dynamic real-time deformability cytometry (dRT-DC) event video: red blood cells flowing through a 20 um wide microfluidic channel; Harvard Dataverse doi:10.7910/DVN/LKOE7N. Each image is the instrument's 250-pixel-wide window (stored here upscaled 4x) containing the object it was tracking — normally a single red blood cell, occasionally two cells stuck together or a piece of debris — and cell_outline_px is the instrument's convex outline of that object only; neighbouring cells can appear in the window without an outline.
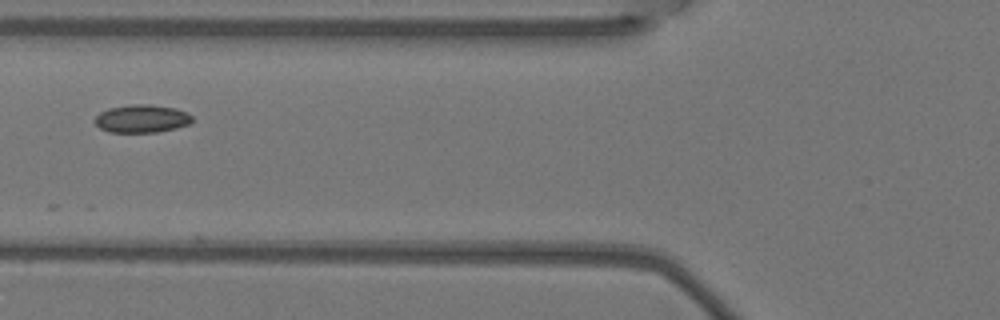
{"species": "Egyptian fruit bat (a non-hibernating species)", "species_latin": "Rousettus aegyptiacus", "temperature_condition": "warm", "stored_images_in_passage": 4, "camera_frame_rate_fps": 3000, "um_per_image_px": 0.085, "animal": {"sex": "female"}, "frame": {"image": 1, "passage_image": 4, "time_ms": 1.0, "image_size_px": [1000, 320], "cell_outline_px": [[192, 120], [188, 124], [176, 128], [156, 132], [108, 132], [100, 128], [92, 120], [100, 112], [108, 108], [128, 104], [148, 104], [176, 108], [188, 112], [192, 116]], "centroid_in_image_um": [12.03, 10.07], "position_along_channel_um": 113.8, "area_um2": 16.01}}